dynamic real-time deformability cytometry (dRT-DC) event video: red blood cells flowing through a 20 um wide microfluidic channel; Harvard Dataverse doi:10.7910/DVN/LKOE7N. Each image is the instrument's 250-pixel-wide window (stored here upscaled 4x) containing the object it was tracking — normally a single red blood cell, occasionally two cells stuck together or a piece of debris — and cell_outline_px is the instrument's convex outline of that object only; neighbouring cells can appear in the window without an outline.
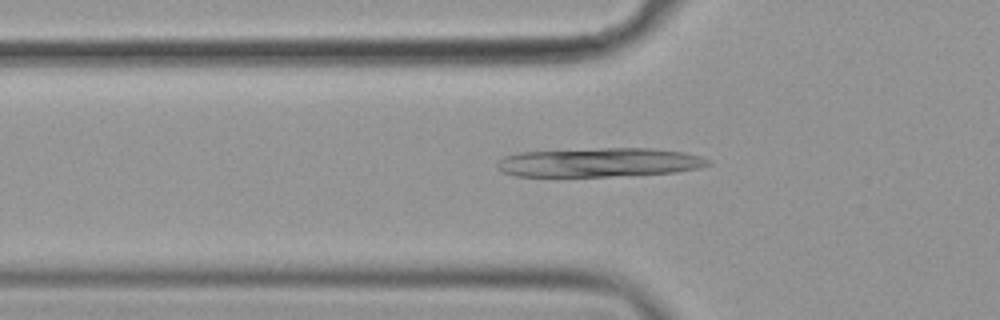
{"species": "common noctule bat (a hibernating species)", "species_latin": "Nyctalus noctula", "temperature_condition": "cold", "stored_images_in_passage": 50, "camera_frame_rate_fps": 3000, "um_per_image_px": 0.085, "animal": {"sex": "female", "body_mass_g": 19.9}, "frame": {"image": 1, "passage_image": 18, "time_ms": 5.667, "image_size_px": [1000, 320], "cell_outline_px": [[708, 164], [700, 168], [676, 172], [632, 176], [516, 176], [500, 172], [496, 168], [496, 160], [504, 156], [520, 152], [600, 148], [652, 148], [684, 152], [700, 156], [708, 160]], "centroid_in_image_um": [50.9, 13.81], "position_along_channel_um": 74.9, "area_um2": 36.07}}
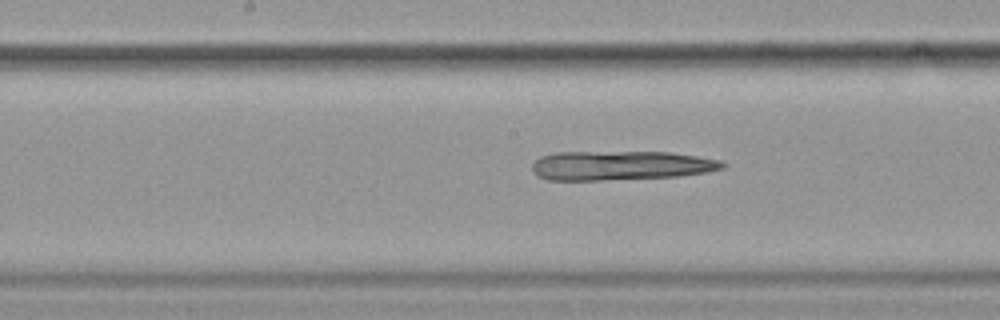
{"frame": {"image": 2, "passage_image": 28, "time_ms": 9.0, "image_size_px": [1000, 320], "cell_outline_px": [[728, 164], [724, 168], [704, 172], [676, 176], [600, 180], [548, 180], [536, 176], [532, 172], [532, 164], [540, 156], [556, 152], [668, 152], [696, 156], [720, 160]], "centroid_in_image_um": [52.7, 14.06], "position_along_channel_um": 195.5, "area_um2": 32.43}}
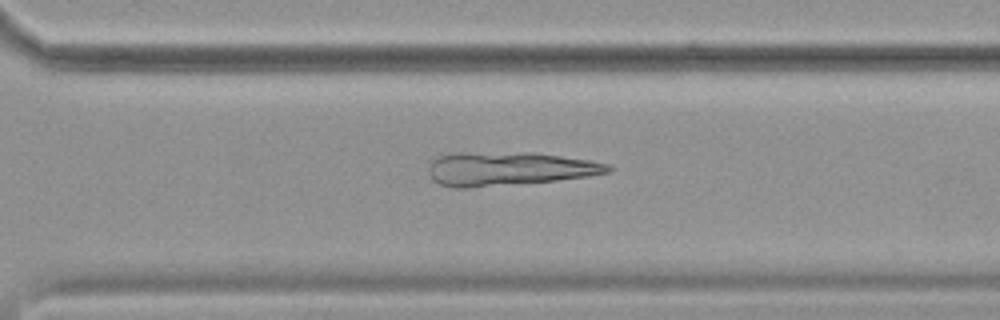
{"frame": {"image": 3, "passage_image": 39, "time_ms": 12.667, "image_size_px": [1000, 320], "cell_outline_px": [[612, 168], [608, 172], [588, 176], [556, 180], [464, 188], [456, 188], [440, 184], [432, 180], [428, 172], [428, 168], [432, 160], [436, 156], [456, 152], [532, 152], [588, 160], [608, 164]], "centroid_in_image_um": [43.17, 14.33], "position_along_channel_um": 327.4, "area_um2": 35.14}}